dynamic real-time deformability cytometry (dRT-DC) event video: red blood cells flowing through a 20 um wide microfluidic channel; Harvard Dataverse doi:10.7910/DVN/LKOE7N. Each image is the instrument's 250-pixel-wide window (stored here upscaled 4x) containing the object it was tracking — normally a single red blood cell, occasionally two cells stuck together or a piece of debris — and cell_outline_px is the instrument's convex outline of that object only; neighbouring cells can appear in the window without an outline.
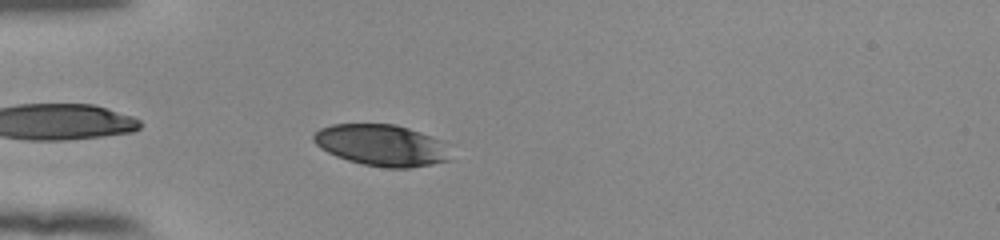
{"species": "human", "species_latin": "Homo sapiens", "temperature_condition": "room temperature", "stored_images_in_passage": 18, "camera_frame_rate_fps": 3000, "um_per_image_px": 0.085, "donor": {"sex": "female"}, "frame": {"image": 1, "passage_image": 3, "time_ms": 0.667, "image_size_px": [1000, 240], "cell_outline_px": [[448, 160], [432, 164], [408, 168], [384, 168], [364, 164], [348, 160], [336, 156], [320, 148], [312, 140], [312, 136], [320, 128], [332, 124], [396, 124], [444, 140]], "centroid_in_image_um": [32.4, 12.34], "position_along_channel_um": 52.6, "area_um2": 32.95}}
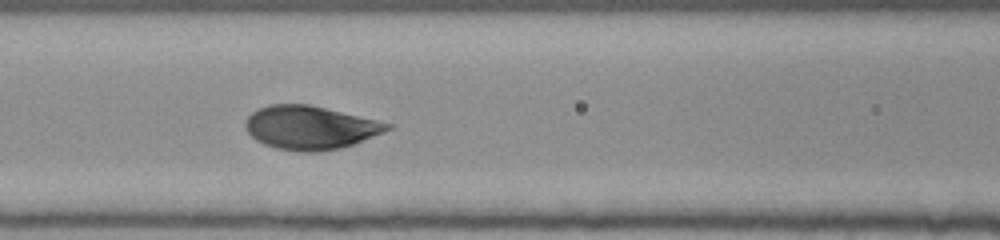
{"frame": {"image": 2, "passage_image": 11, "time_ms": 3.333, "image_size_px": [1000, 240], "cell_outline_px": [[392, 128], [384, 132], [352, 144], [340, 148], [320, 152], [300, 152], [276, 148], [264, 144], [256, 140], [244, 128], [244, 120], [252, 112], [268, 104], [308, 104], [376, 120], [392, 124]], "centroid_in_image_um": [26.32, 10.85], "position_along_channel_um": 140.3, "area_um2": 35.84}}
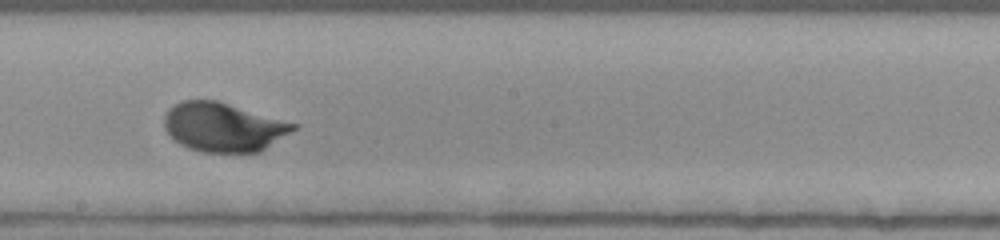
{"frame": {"image": 3, "passage_image": 18, "time_ms": 5.667, "image_size_px": [1000, 240], "cell_outline_px": [[300, 124], [296, 128], [260, 152], [200, 152], [188, 148], [180, 144], [164, 128], [164, 116], [168, 108], [172, 104], [180, 100], [216, 100]], "centroid_in_image_um": [18.97, 10.79], "position_along_channel_um": 229.2, "area_um2": 36.93}}